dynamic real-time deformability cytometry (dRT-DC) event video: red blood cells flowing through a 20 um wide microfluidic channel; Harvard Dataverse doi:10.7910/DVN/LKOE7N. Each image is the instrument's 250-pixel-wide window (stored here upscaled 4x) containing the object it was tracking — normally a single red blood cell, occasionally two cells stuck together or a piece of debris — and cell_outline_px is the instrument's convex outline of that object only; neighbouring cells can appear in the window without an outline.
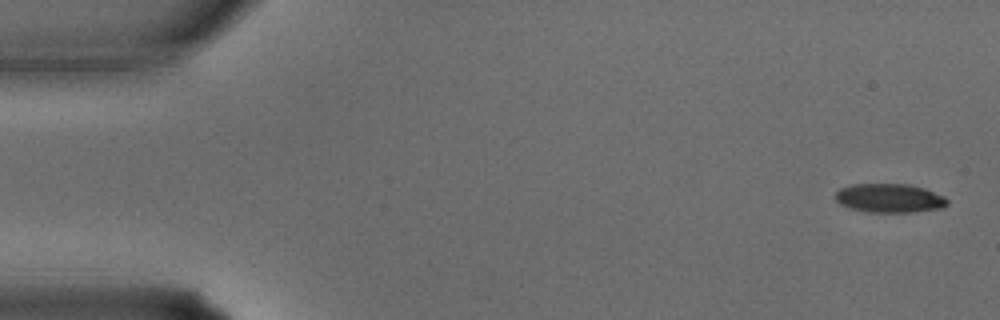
{"species": "common noctule bat (a hibernating species)", "species_latin": "Nyctalus noctula", "temperature_condition": "warm", "stored_images_in_passage": 36, "camera_frame_rate_fps": 3000, "um_per_image_px": 0.085, "animal": {"sex": "male", "body_mass_g": 15.6}, "frame": {"image": 1, "passage_image": 1, "time_ms": 0.0, "image_size_px": [1000, 320], "cell_outline_px": [[948, 204], [944, 208], [912, 212], [868, 212], [848, 208], [840, 204], [836, 200], [836, 192], [840, 188], [852, 184], [908, 184], [924, 188], [944, 196], [948, 200]], "centroid_in_image_um": [75.61, 16.84], "position_along_channel_um": 9.4, "area_um2": 18.96}}
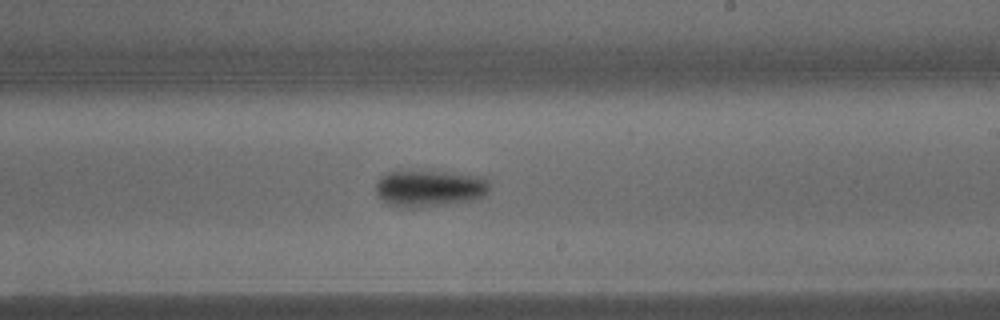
{"frame": {"image": 2, "passage_image": 21, "time_ms": 6.667, "image_size_px": [1000, 320], "cell_outline_px": [[492, 184], [488, 192], [484, 196], [476, 200], [424, 208], [392, 208], [380, 200], [376, 196], [376, 180], [384, 172], [392, 168], [428, 168], [488, 176]], "centroid_in_image_um": [36.48, 15.94], "position_along_channel_um": 252.5, "area_um2": 27.17}}
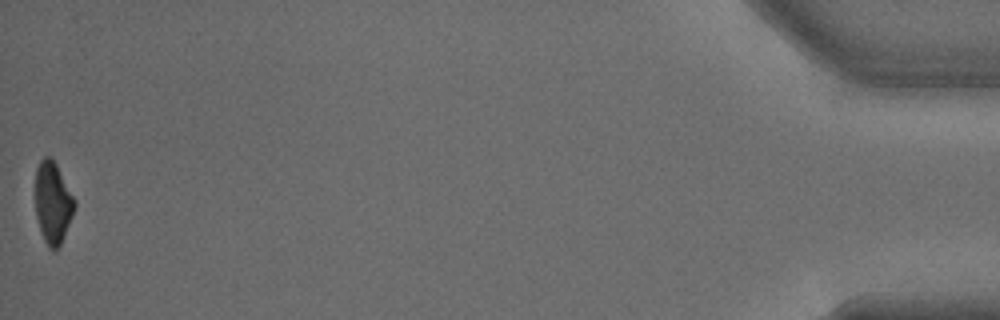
{"frame": {"image": 3, "passage_image": 36, "time_ms": 11.667, "image_size_px": [1000, 320], "cell_outline_px": [[76, 208], [64, 236], [60, 244], [52, 252], [48, 248], [44, 240], [36, 216], [36, 168], [40, 160], [44, 156], [52, 156], [76, 200]], "centroid_in_image_um": [4.51, 17.21], "position_along_channel_um": 430.7, "area_um2": 18.79}}